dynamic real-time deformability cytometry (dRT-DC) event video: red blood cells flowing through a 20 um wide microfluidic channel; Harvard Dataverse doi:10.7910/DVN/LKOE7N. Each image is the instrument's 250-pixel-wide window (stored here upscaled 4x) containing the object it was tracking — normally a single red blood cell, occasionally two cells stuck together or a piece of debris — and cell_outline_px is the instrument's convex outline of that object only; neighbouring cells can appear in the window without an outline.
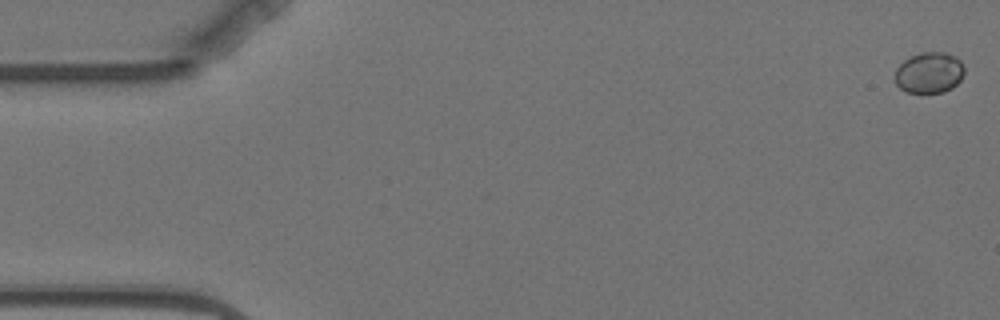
{"species": "Egyptian fruit bat (a non-hibernating species)", "species_latin": "Rousettus aegyptiacus", "temperature_condition": "warm", "stored_images_in_passage": 8, "camera_frame_rate_fps": 3000, "um_per_image_px": 0.085, "animal": {"sex": "female"}, "frame": {"image": 1, "passage_image": 1, "time_ms": 0.0, "image_size_px": [1000, 320], "cell_outline_px": [[964, 72], [960, 80], [952, 88], [944, 92], [908, 92], [900, 88], [896, 84], [896, 68], [904, 60], [920, 52], [944, 52], [956, 56], [960, 60], [964, 68]], "centroid_in_image_um": [79.0, 6.16], "position_along_channel_um": 6.0, "area_um2": 16.47}}
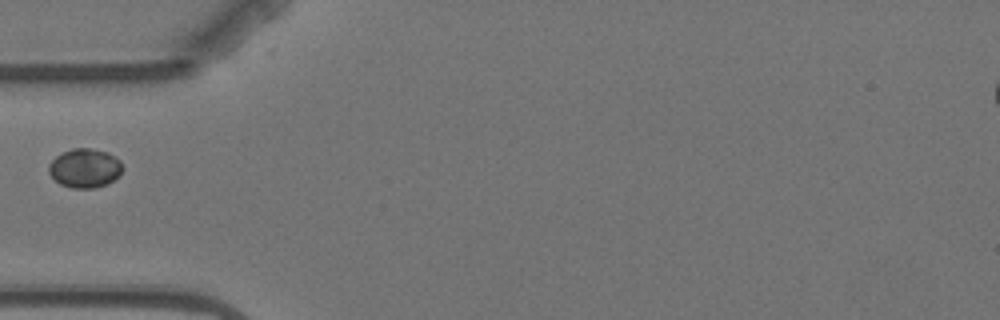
{"frame": {"image": 2, "passage_image": 6, "time_ms": 6.0, "image_size_px": [1000, 320], "cell_outline_px": [[124, 168], [120, 176], [108, 184], [92, 188], [72, 188], [60, 184], [48, 172], [48, 164], [56, 156], [72, 148], [88, 148], [108, 152], [120, 160]], "centroid_in_image_um": [7.24, 14.29], "position_along_channel_um": 77.8, "area_um2": 16.94}}
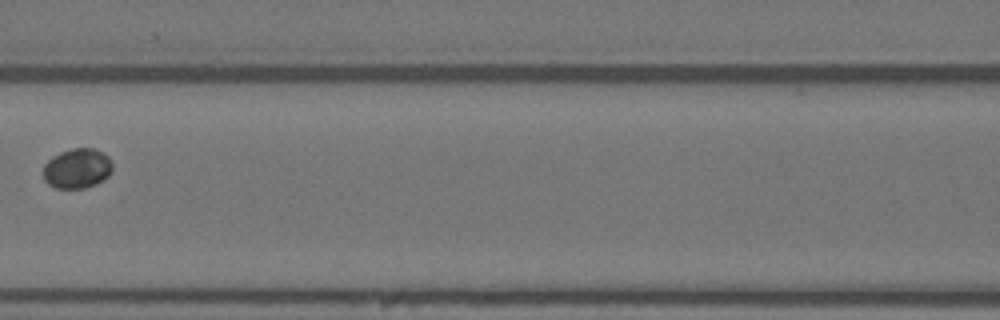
{"frame": {"image": 3, "passage_image": 8, "time_ms": 8.333, "image_size_px": [1000, 320], "cell_outline_px": [[112, 168], [108, 176], [104, 180], [96, 184], [84, 188], [56, 188], [48, 184], [44, 180], [44, 164], [52, 156], [60, 152], [72, 148], [96, 148], [104, 152], [112, 160]], "centroid_in_image_um": [6.58, 14.3], "position_along_channel_um": 160.0, "area_um2": 16.3}}